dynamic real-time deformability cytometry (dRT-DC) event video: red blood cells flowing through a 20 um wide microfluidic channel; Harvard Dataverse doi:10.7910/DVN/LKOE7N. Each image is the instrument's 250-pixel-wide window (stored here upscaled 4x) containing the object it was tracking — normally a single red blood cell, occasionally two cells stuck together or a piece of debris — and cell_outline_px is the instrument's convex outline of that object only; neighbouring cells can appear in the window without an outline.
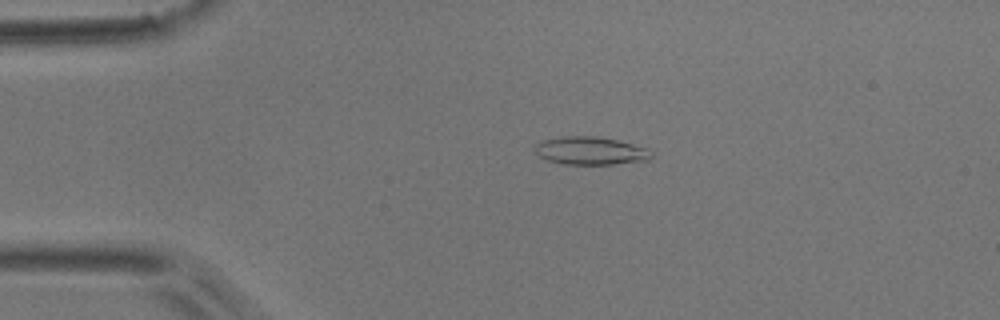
{"species": "common noctule bat (a hibernating species)", "species_latin": "Nyctalus noctula", "temperature_condition": "room temperature", "stored_images_in_passage": 4, "camera_frame_rate_fps": 3000, "um_per_image_px": 0.085, "animal": {"sex": "male", "body_mass_g": 17.9}, "frame": {"image": 1, "passage_image": 3, "time_ms": 2.667, "image_size_px": [1000, 320], "cell_outline_px": [[652, 156], [648, 160], [612, 164], [564, 164], [548, 160], [540, 156], [536, 152], [536, 144], [544, 140], [564, 136], [596, 136], [616, 140], [648, 148], [652, 152]], "centroid_in_image_um": [50.22, 12.81], "position_along_channel_um": 34.8, "area_um2": 18.73}}